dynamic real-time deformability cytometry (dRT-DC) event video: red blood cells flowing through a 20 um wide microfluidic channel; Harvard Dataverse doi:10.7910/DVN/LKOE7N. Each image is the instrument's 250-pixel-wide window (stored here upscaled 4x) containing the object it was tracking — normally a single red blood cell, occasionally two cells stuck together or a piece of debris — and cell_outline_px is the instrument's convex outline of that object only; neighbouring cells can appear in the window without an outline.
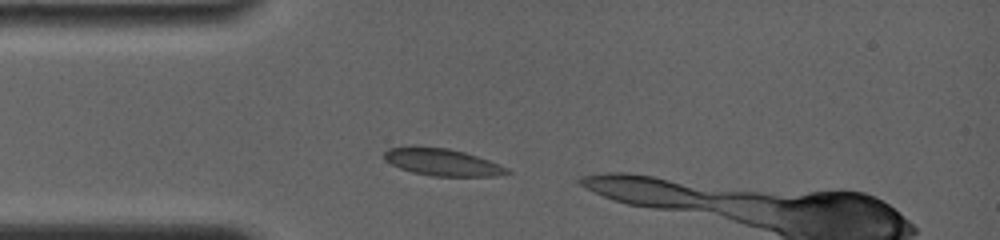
{"species": "common noctule bat (a hibernating species)", "species_latin": "Nyctalus noctula", "temperature_condition": "room temperature", "stored_images_in_passage": 8, "camera_frame_rate_fps": 4000, "um_per_image_px": 0.085, "animal": {"sex": "female", "body_mass_g": 19.0, "forearm_length_mm": 56.7}, "frame": {"image": 1, "passage_image": 3, "time_ms": 0.5, "image_size_px": [1000, 240], "cell_outline_px": [[512, 172], [496, 176], [432, 176], [412, 172], [400, 168], [384, 160], [384, 152], [388, 148], [448, 148], [464, 152], [488, 160], [508, 168]], "centroid_in_image_um": [37.62, 13.81], "position_along_channel_um": 47.4, "area_um2": 18.84}}
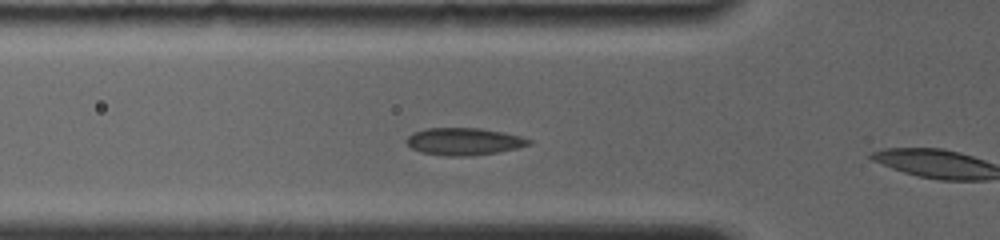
{"frame": {"image": 2, "passage_image": 7, "time_ms": 1.75, "image_size_px": [1000, 240], "cell_outline_px": [[532, 144], [516, 148], [496, 152], [468, 156], [448, 156], [420, 152], [412, 148], [404, 140], [412, 132], [424, 128], [480, 128], [504, 132], [520, 136], [532, 140]], "centroid_in_image_um": [39.41, 12.01], "position_along_channel_um": 86.4, "area_um2": 19.48}}